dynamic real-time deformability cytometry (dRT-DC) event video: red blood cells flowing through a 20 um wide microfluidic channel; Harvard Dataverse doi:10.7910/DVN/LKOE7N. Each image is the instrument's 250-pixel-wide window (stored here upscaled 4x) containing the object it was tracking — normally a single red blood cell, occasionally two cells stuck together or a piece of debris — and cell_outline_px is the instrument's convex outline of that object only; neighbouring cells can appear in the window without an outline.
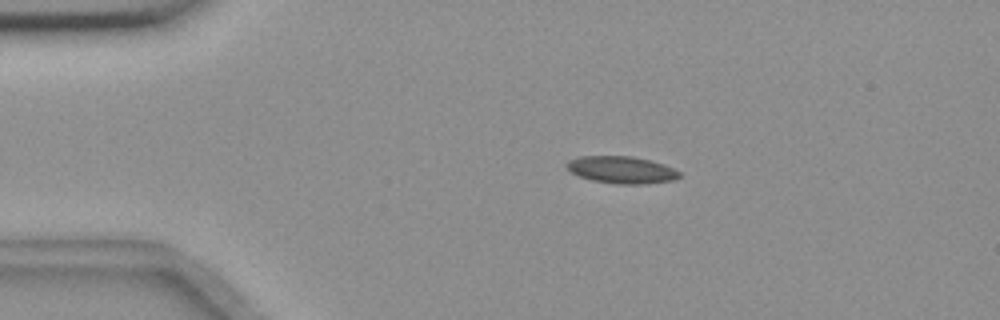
{"species": "common noctule bat (a hibernating species)", "species_latin": "Nyctalus noctula", "temperature_condition": "room temperature", "stored_images_in_passage": 56, "camera_frame_rate_fps": 3000, "um_per_image_px": 0.085, "animal": {"sex": "female", "body_mass_g": 18.4}, "frame": {"image": 1, "passage_image": 11, "time_ms": 3.333, "image_size_px": [1000, 320], "cell_outline_px": [[680, 176], [672, 180], [640, 184], [616, 184], [592, 180], [580, 176], [572, 172], [568, 168], [568, 160], [580, 156], [632, 156], [664, 164], [680, 172]], "centroid_in_image_um": [52.83, 14.43], "position_along_channel_um": 32.2, "area_um2": 17.51}}
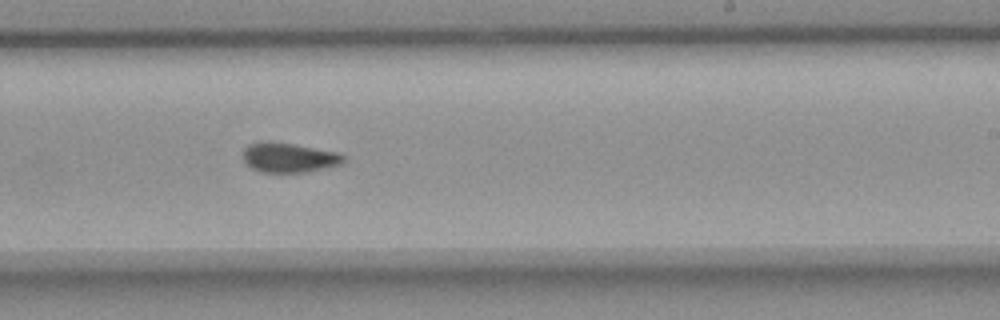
{"frame": {"image": 2, "passage_image": 34, "time_ms": 11.0, "image_size_px": [1000, 320], "cell_outline_px": [[344, 160], [340, 164], [328, 168], [308, 172], [260, 172], [252, 168], [240, 156], [244, 148], [248, 144], [260, 140], [268, 140], [340, 152], [344, 156]], "centroid_in_image_um": [24.52, 13.38], "position_along_channel_um": 264.5, "area_um2": 17.74}}
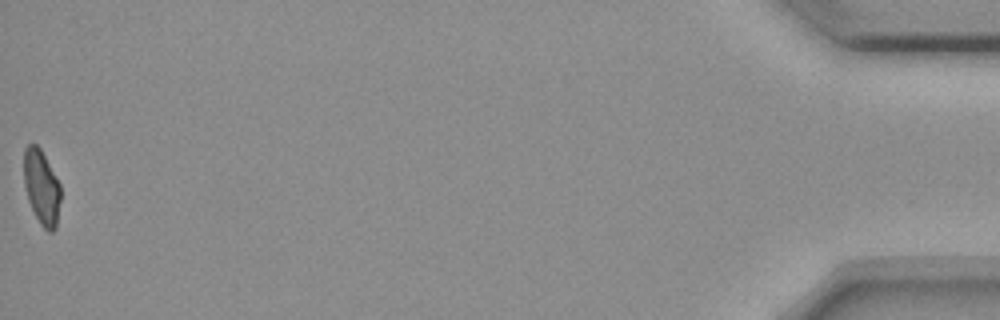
{"frame": {"image": 3, "passage_image": 56, "time_ms": 18.333, "image_size_px": [1000, 320], "cell_outline_px": [[60, 200], [56, 228], [52, 232], [48, 232], [40, 224], [28, 200], [24, 184], [24, 148], [28, 144], [36, 144], [40, 148], [60, 184]], "centroid_in_image_um": [3.53, 15.92], "position_along_channel_um": 431.7, "area_um2": 15.9}, "authors_computed_cell_mechanics": {"area_um2": 17.2822, "velocity_mm_per_s": 3.6396, "shape_relaxation_time_tau1_ms": null, "shape_relaxation_time_tau2_ms": 1.4827, "deformation_change_tau1": null, "deformation_change_tau2": 0.0556}}